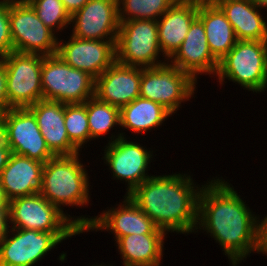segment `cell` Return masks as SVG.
Masks as SVG:
<instances>
[{"instance_id":"40","label":"cell","mask_w":267,"mask_h":266,"mask_svg":"<svg viewBox=\"0 0 267 266\" xmlns=\"http://www.w3.org/2000/svg\"><path fill=\"white\" fill-rule=\"evenodd\" d=\"M9 1H28V0H9Z\"/></svg>"},{"instance_id":"35","label":"cell","mask_w":267,"mask_h":266,"mask_svg":"<svg viewBox=\"0 0 267 266\" xmlns=\"http://www.w3.org/2000/svg\"><path fill=\"white\" fill-rule=\"evenodd\" d=\"M261 254L267 256V215L262 219V246Z\"/></svg>"},{"instance_id":"30","label":"cell","mask_w":267,"mask_h":266,"mask_svg":"<svg viewBox=\"0 0 267 266\" xmlns=\"http://www.w3.org/2000/svg\"><path fill=\"white\" fill-rule=\"evenodd\" d=\"M13 51L9 24V0H0V58Z\"/></svg>"},{"instance_id":"26","label":"cell","mask_w":267,"mask_h":266,"mask_svg":"<svg viewBox=\"0 0 267 266\" xmlns=\"http://www.w3.org/2000/svg\"><path fill=\"white\" fill-rule=\"evenodd\" d=\"M90 141L107 135L113 127L120 126V108L100 101L96 96L86 100Z\"/></svg>"},{"instance_id":"11","label":"cell","mask_w":267,"mask_h":266,"mask_svg":"<svg viewBox=\"0 0 267 266\" xmlns=\"http://www.w3.org/2000/svg\"><path fill=\"white\" fill-rule=\"evenodd\" d=\"M80 233L10 228L0 242V266H36L58 244Z\"/></svg>"},{"instance_id":"31","label":"cell","mask_w":267,"mask_h":266,"mask_svg":"<svg viewBox=\"0 0 267 266\" xmlns=\"http://www.w3.org/2000/svg\"><path fill=\"white\" fill-rule=\"evenodd\" d=\"M7 109L6 72L0 58V113L5 112Z\"/></svg>"},{"instance_id":"10","label":"cell","mask_w":267,"mask_h":266,"mask_svg":"<svg viewBox=\"0 0 267 266\" xmlns=\"http://www.w3.org/2000/svg\"><path fill=\"white\" fill-rule=\"evenodd\" d=\"M9 24L13 51L43 56L57 53L58 36L27 1H9Z\"/></svg>"},{"instance_id":"33","label":"cell","mask_w":267,"mask_h":266,"mask_svg":"<svg viewBox=\"0 0 267 266\" xmlns=\"http://www.w3.org/2000/svg\"><path fill=\"white\" fill-rule=\"evenodd\" d=\"M88 1L89 0H61L70 16L79 11Z\"/></svg>"},{"instance_id":"14","label":"cell","mask_w":267,"mask_h":266,"mask_svg":"<svg viewBox=\"0 0 267 266\" xmlns=\"http://www.w3.org/2000/svg\"><path fill=\"white\" fill-rule=\"evenodd\" d=\"M69 38L67 42L58 38L56 54L95 80L116 61L117 40L80 39L72 35Z\"/></svg>"},{"instance_id":"13","label":"cell","mask_w":267,"mask_h":266,"mask_svg":"<svg viewBox=\"0 0 267 266\" xmlns=\"http://www.w3.org/2000/svg\"><path fill=\"white\" fill-rule=\"evenodd\" d=\"M111 139L105 146L103 158L104 163L109 166L113 173V178L125 181L127 184L126 195H129L137 186L142 184L148 175L149 164L153 159V150L138 142L128 141L125 132H120L115 136L111 134Z\"/></svg>"},{"instance_id":"22","label":"cell","mask_w":267,"mask_h":266,"mask_svg":"<svg viewBox=\"0 0 267 266\" xmlns=\"http://www.w3.org/2000/svg\"><path fill=\"white\" fill-rule=\"evenodd\" d=\"M219 7L231 23L237 40H267V22L252 0H229Z\"/></svg>"},{"instance_id":"2","label":"cell","mask_w":267,"mask_h":266,"mask_svg":"<svg viewBox=\"0 0 267 266\" xmlns=\"http://www.w3.org/2000/svg\"><path fill=\"white\" fill-rule=\"evenodd\" d=\"M199 186V187H198ZM186 173L151 176L128 196L154 222L168 232L195 233L202 185Z\"/></svg>"},{"instance_id":"18","label":"cell","mask_w":267,"mask_h":266,"mask_svg":"<svg viewBox=\"0 0 267 266\" xmlns=\"http://www.w3.org/2000/svg\"><path fill=\"white\" fill-rule=\"evenodd\" d=\"M141 67L115 61L95 80V96L121 108L140 95Z\"/></svg>"},{"instance_id":"28","label":"cell","mask_w":267,"mask_h":266,"mask_svg":"<svg viewBox=\"0 0 267 266\" xmlns=\"http://www.w3.org/2000/svg\"><path fill=\"white\" fill-rule=\"evenodd\" d=\"M64 121L69 140L81 151L90 141L86 101L83 104H64Z\"/></svg>"},{"instance_id":"21","label":"cell","mask_w":267,"mask_h":266,"mask_svg":"<svg viewBox=\"0 0 267 266\" xmlns=\"http://www.w3.org/2000/svg\"><path fill=\"white\" fill-rule=\"evenodd\" d=\"M44 163L11 153L0 173V185L9 200L39 193Z\"/></svg>"},{"instance_id":"36","label":"cell","mask_w":267,"mask_h":266,"mask_svg":"<svg viewBox=\"0 0 267 266\" xmlns=\"http://www.w3.org/2000/svg\"><path fill=\"white\" fill-rule=\"evenodd\" d=\"M10 200L7 198L5 191L0 185V211H9Z\"/></svg>"},{"instance_id":"23","label":"cell","mask_w":267,"mask_h":266,"mask_svg":"<svg viewBox=\"0 0 267 266\" xmlns=\"http://www.w3.org/2000/svg\"><path fill=\"white\" fill-rule=\"evenodd\" d=\"M165 235L132 234L115 243L124 266H160L163 259Z\"/></svg>"},{"instance_id":"38","label":"cell","mask_w":267,"mask_h":266,"mask_svg":"<svg viewBox=\"0 0 267 266\" xmlns=\"http://www.w3.org/2000/svg\"><path fill=\"white\" fill-rule=\"evenodd\" d=\"M260 9L267 10V0H252Z\"/></svg>"},{"instance_id":"27","label":"cell","mask_w":267,"mask_h":266,"mask_svg":"<svg viewBox=\"0 0 267 266\" xmlns=\"http://www.w3.org/2000/svg\"><path fill=\"white\" fill-rule=\"evenodd\" d=\"M177 0H117L118 19L120 22L129 20H158Z\"/></svg>"},{"instance_id":"8","label":"cell","mask_w":267,"mask_h":266,"mask_svg":"<svg viewBox=\"0 0 267 266\" xmlns=\"http://www.w3.org/2000/svg\"><path fill=\"white\" fill-rule=\"evenodd\" d=\"M157 20H129L120 22L116 42V61L135 67H155L168 61L159 60Z\"/></svg>"},{"instance_id":"17","label":"cell","mask_w":267,"mask_h":266,"mask_svg":"<svg viewBox=\"0 0 267 266\" xmlns=\"http://www.w3.org/2000/svg\"><path fill=\"white\" fill-rule=\"evenodd\" d=\"M168 62L190 74L196 81L199 74L216 75L219 61L209 49L204 25L198 17L192 22L184 41Z\"/></svg>"},{"instance_id":"1","label":"cell","mask_w":267,"mask_h":266,"mask_svg":"<svg viewBox=\"0 0 267 266\" xmlns=\"http://www.w3.org/2000/svg\"><path fill=\"white\" fill-rule=\"evenodd\" d=\"M221 178L202 185L195 233L206 231L219 243L231 265L239 266L251 253H261L262 219L249 209L232 184Z\"/></svg>"},{"instance_id":"39","label":"cell","mask_w":267,"mask_h":266,"mask_svg":"<svg viewBox=\"0 0 267 266\" xmlns=\"http://www.w3.org/2000/svg\"><path fill=\"white\" fill-rule=\"evenodd\" d=\"M92 266H106V264H104V265H103V263H102V264H100V265H97V264H96V265H94V264H93ZM107 266H108V265H107ZM109 266H113V265H109Z\"/></svg>"},{"instance_id":"12","label":"cell","mask_w":267,"mask_h":266,"mask_svg":"<svg viewBox=\"0 0 267 266\" xmlns=\"http://www.w3.org/2000/svg\"><path fill=\"white\" fill-rule=\"evenodd\" d=\"M0 132L11 152L46 163L55 155L49 150L33 112L10 108L0 113Z\"/></svg>"},{"instance_id":"4","label":"cell","mask_w":267,"mask_h":266,"mask_svg":"<svg viewBox=\"0 0 267 266\" xmlns=\"http://www.w3.org/2000/svg\"><path fill=\"white\" fill-rule=\"evenodd\" d=\"M9 219L11 228L38 230L41 232H83L95 217L77 218L64 214L40 193L10 200Z\"/></svg>"},{"instance_id":"32","label":"cell","mask_w":267,"mask_h":266,"mask_svg":"<svg viewBox=\"0 0 267 266\" xmlns=\"http://www.w3.org/2000/svg\"><path fill=\"white\" fill-rule=\"evenodd\" d=\"M11 150L8 147V145L5 143L1 132H0V173L4 169V167L7 165V162L9 160V157L11 155Z\"/></svg>"},{"instance_id":"15","label":"cell","mask_w":267,"mask_h":266,"mask_svg":"<svg viewBox=\"0 0 267 266\" xmlns=\"http://www.w3.org/2000/svg\"><path fill=\"white\" fill-rule=\"evenodd\" d=\"M71 35L80 39L117 40V0H89L71 16ZM106 38V39H105Z\"/></svg>"},{"instance_id":"5","label":"cell","mask_w":267,"mask_h":266,"mask_svg":"<svg viewBox=\"0 0 267 266\" xmlns=\"http://www.w3.org/2000/svg\"><path fill=\"white\" fill-rule=\"evenodd\" d=\"M216 76L222 85L228 79L253 93L266 91L267 40H238L219 61Z\"/></svg>"},{"instance_id":"16","label":"cell","mask_w":267,"mask_h":266,"mask_svg":"<svg viewBox=\"0 0 267 266\" xmlns=\"http://www.w3.org/2000/svg\"><path fill=\"white\" fill-rule=\"evenodd\" d=\"M123 203L117 207H108L100 215L95 216L93 223L85 232L109 231L114 235L115 241L120 237L132 234H167L158 228L154 222L133 202L128 196H124Z\"/></svg>"},{"instance_id":"6","label":"cell","mask_w":267,"mask_h":266,"mask_svg":"<svg viewBox=\"0 0 267 266\" xmlns=\"http://www.w3.org/2000/svg\"><path fill=\"white\" fill-rule=\"evenodd\" d=\"M41 85L43 100L83 104L95 96V79L73 68L57 54L43 57Z\"/></svg>"},{"instance_id":"29","label":"cell","mask_w":267,"mask_h":266,"mask_svg":"<svg viewBox=\"0 0 267 266\" xmlns=\"http://www.w3.org/2000/svg\"><path fill=\"white\" fill-rule=\"evenodd\" d=\"M32 8L36 11L39 19L51 29L54 33L59 35L63 29L71 26V16L66 11L61 0H28Z\"/></svg>"},{"instance_id":"9","label":"cell","mask_w":267,"mask_h":266,"mask_svg":"<svg viewBox=\"0 0 267 266\" xmlns=\"http://www.w3.org/2000/svg\"><path fill=\"white\" fill-rule=\"evenodd\" d=\"M43 55L10 52L1 58L6 72L8 109L25 108L43 100Z\"/></svg>"},{"instance_id":"7","label":"cell","mask_w":267,"mask_h":266,"mask_svg":"<svg viewBox=\"0 0 267 266\" xmlns=\"http://www.w3.org/2000/svg\"><path fill=\"white\" fill-rule=\"evenodd\" d=\"M196 85L197 81L190 74L169 62L155 67H141L139 97L155 101L175 114L183 102L193 98Z\"/></svg>"},{"instance_id":"34","label":"cell","mask_w":267,"mask_h":266,"mask_svg":"<svg viewBox=\"0 0 267 266\" xmlns=\"http://www.w3.org/2000/svg\"><path fill=\"white\" fill-rule=\"evenodd\" d=\"M10 226L9 211H0V242L9 233Z\"/></svg>"},{"instance_id":"24","label":"cell","mask_w":267,"mask_h":266,"mask_svg":"<svg viewBox=\"0 0 267 266\" xmlns=\"http://www.w3.org/2000/svg\"><path fill=\"white\" fill-rule=\"evenodd\" d=\"M198 18L204 25L212 55L220 61L238 41L231 23L219 6L199 4Z\"/></svg>"},{"instance_id":"25","label":"cell","mask_w":267,"mask_h":266,"mask_svg":"<svg viewBox=\"0 0 267 266\" xmlns=\"http://www.w3.org/2000/svg\"><path fill=\"white\" fill-rule=\"evenodd\" d=\"M170 116L161 104L138 97L120 108V127L142 135L161 126Z\"/></svg>"},{"instance_id":"19","label":"cell","mask_w":267,"mask_h":266,"mask_svg":"<svg viewBox=\"0 0 267 266\" xmlns=\"http://www.w3.org/2000/svg\"><path fill=\"white\" fill-rule=\"evenodd\" d=\"M197 0H177L158 20V40L164 61L184 41L192 22L198 17Z\"/></svg>"},{"instance_id":"3","label":"cell","mask_w":267,"mask_h":266,"mask_svg":"<svg viewBox=\"0 0 267 266\" xmlns=\"http://www.w3.org/2000/svg\"><path fill=\"white\" fill-rule=\"evenodd\" d=\"M79 156H54L43 168L39 193L64 214L61 206L86 207L90 201V180Z\"/></svg>"},{"instance_id":"37","label":"cell","mask_w":267,"mask_h":266,"mask_svg":"<svg viewBox=\"0 0 267 266\" xmlns=\"http://www.w3.org/2000/svg\"><path fill=\"white\" fill-rule=\"evenodd\" d=\"M199 4L208 6H219L221 3L229 0H197Z\"/></svg>"},{"instance_id":"20","label":"cell","mask_w":267,"mask_h":266,"mask_svg":"<svg viewBox=\"0 0 267 266\" xmlns=\"http://www.w3.org/2000/svg\"><path fill=\"white\" fill-rule=\"evenodd\" d=\"M28 108L35 115L46 145L55 156L80 153V150L68 138L63 103L40 100Z\"/></svg>"}]
</instances>
